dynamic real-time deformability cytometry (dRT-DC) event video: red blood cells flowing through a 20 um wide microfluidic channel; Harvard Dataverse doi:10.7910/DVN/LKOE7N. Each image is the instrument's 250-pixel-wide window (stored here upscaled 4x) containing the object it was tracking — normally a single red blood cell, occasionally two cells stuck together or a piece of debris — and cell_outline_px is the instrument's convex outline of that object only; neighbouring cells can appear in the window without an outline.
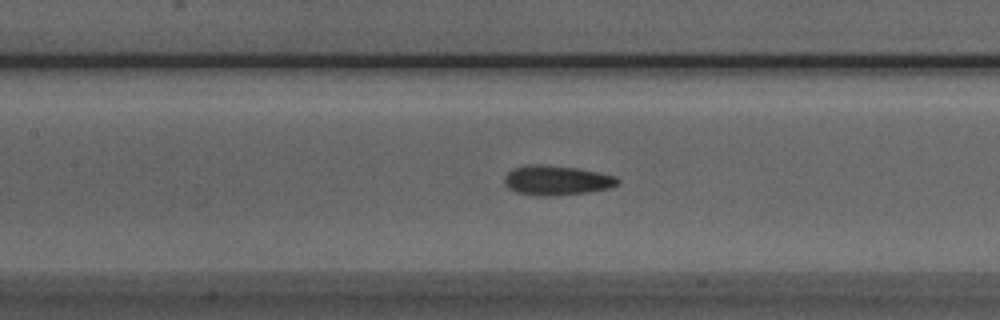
{"species": "Egyptian fruit bat (a non-hibernating species)", "species_latin": "Rousettus aegyptiacus", "temperature_condition": "room temperature", "stored_images_in_passage": 49, "camera_frame_rate_fps": 3000, "um_per_image_px": 0.085, "animal": {"sex": "male"}, "frame": {"image": 1, "passage_image": 20, "time_ms": 6.333, "image_size_px": [1000, 320], "cell_outline_px": [[620, 184], [608, 188], [588, 192], [548, 196], [544, 196], [516, 192], [508, 188], [504, 184], [504, 176], [512, 168], [528, 164], [540, 164], [576, 168], [616, 176], [620, 180]], "centroid_in_image_um": [47.29, 15.32], "position_along_channel_um": 160.1, "area_um2": 19.54}}
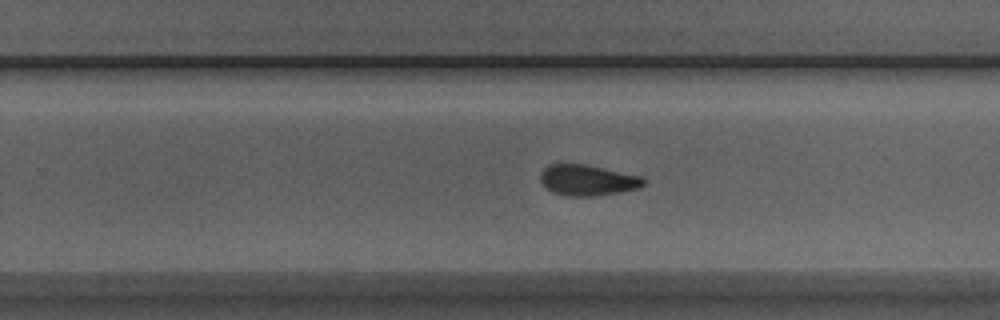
{"frame": {"image": 2, "passage_image": 29, "time_ms": 9.333, "image_size_px": [1000, 320], "cell_outline_px": [[648, 180], [640, 188], [600, 196], [568, 196], [552, 192], [540, 180], [540, 172], [548, 164], [584, 164], [644, 176]], "centroid_in_image_um": [50.0, 15.31], "position_along_channel_um": 279.8, "area_um2": 18.79}}
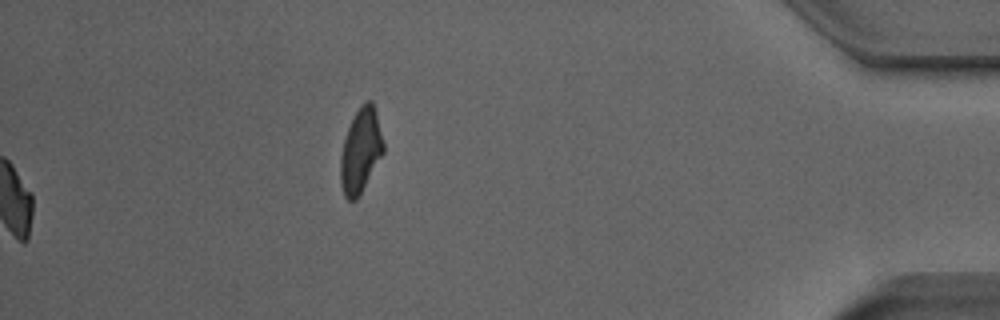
{"frame": {"image": 3, "passage_image": 49, "time_ms": 16.0, "image_size_px": [1000, 320], "cell_outline_px": [[384, 152], [356, 200], [348, 200], [344, 196], [340, 184], [340, 156], [344, 140], [348, 128], [360, 104], [364, 100], [372, 100], [376, 112], [384, 144]], "centroid_in_image_um": [30.65, 12.79], "position_along_channel_um": 404.6, "area_um2": 20.98}, "authors_computed_cell_mechanics": {"area_um2": 19.1896, "velocity_mm_per_s": 4.0125, "shape_relaxation_time_tau1_ms": 8.9303, "shape_relaxation_time_tau2_ms": 2.9382, "deformation_change_tau1": 0.1684, "deformation_change_tau2": 0.0867}}